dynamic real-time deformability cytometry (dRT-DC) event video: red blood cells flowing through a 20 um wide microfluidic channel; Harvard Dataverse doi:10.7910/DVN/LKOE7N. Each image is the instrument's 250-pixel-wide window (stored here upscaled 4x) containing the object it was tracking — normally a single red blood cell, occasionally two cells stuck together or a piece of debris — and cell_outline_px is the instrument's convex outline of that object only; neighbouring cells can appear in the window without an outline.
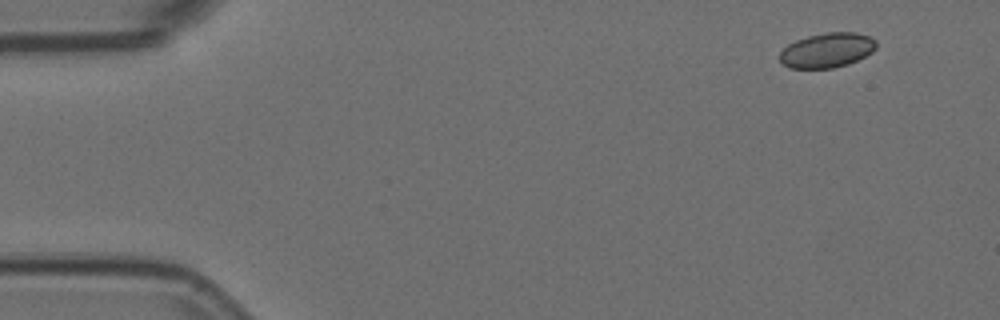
{"species": "Egyptian fruit bat (a non-hibernating species)", "species_latin": "Rousettus aegyptiacus", "temperature_condition": "room temperature", "stored_images_in_passage": 9, "camera_frame_rate_fps": 3000, "um_per_image_px": 0.085, "animal": {"sex": "female"}, "frame": {"image": 1, "passage_image": 1, "time_ms": 0.0, "image_size_px": [1000, 320], "cell_outline_px": [[876, 48], [872, 52], [848, 64], [832, 68], [788, 68], [780, 60], [780, 52], [788, 44], [796, 40], [808, 36], [824, 32], [856, 32], [868, 36], [876, 40]], "centroid_in_image_um": [70.3, 4.26], "position_along_channel_um": 14.7, "area_um2": 19.48}}
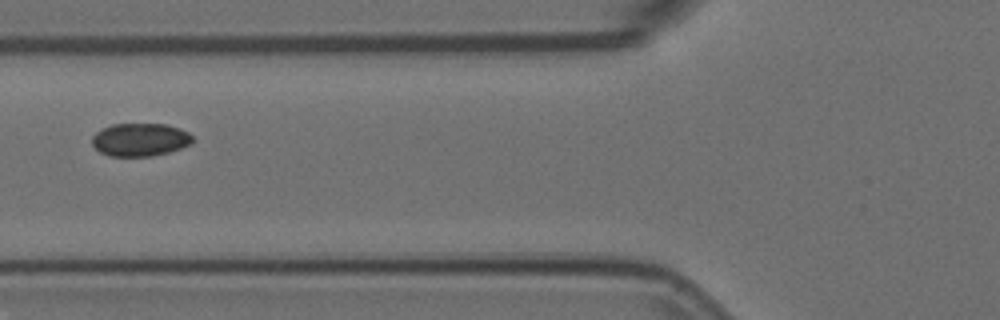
{"frame": {"image": 2, "passage_image": 6, "time_ms": 1.667, "image_size_px": [1000, 320], "cell_outline_px": [[192, 144], [168, 152], [152, 156], [108, 156], [100, 152], [92, 144], [92, 136], [96, 132], [112, 124], [168, 124], [180, 128], [188, 132], [192, 136]], "centroid_in_image_um": [11.91, 11.87], "position_along_channel_um": 113.9, "area_um2": 19.36}}
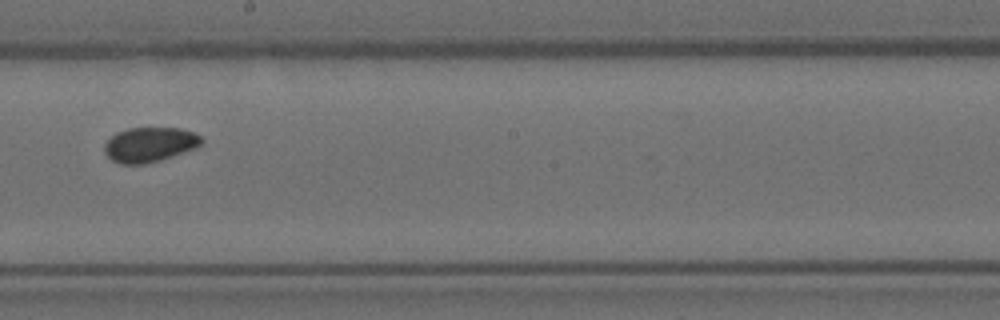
{"frame": {"image": 3, "passage_image": 9, "time_ms": 2.667, "image_size_px": [1000, 320], "cell_outline_px": [[204, 140], [196, 148], [160, 160], [144, 164], [120, 164], [112, 160], [104, 152], [104, 144], [116, 132], [128, 128], [180, 128], [192, 132], [200, 136]], "centroid_in_image_um": [12.71, 12.29], "position_along_channel_um": 235.5, "area_um2": 19.59}}